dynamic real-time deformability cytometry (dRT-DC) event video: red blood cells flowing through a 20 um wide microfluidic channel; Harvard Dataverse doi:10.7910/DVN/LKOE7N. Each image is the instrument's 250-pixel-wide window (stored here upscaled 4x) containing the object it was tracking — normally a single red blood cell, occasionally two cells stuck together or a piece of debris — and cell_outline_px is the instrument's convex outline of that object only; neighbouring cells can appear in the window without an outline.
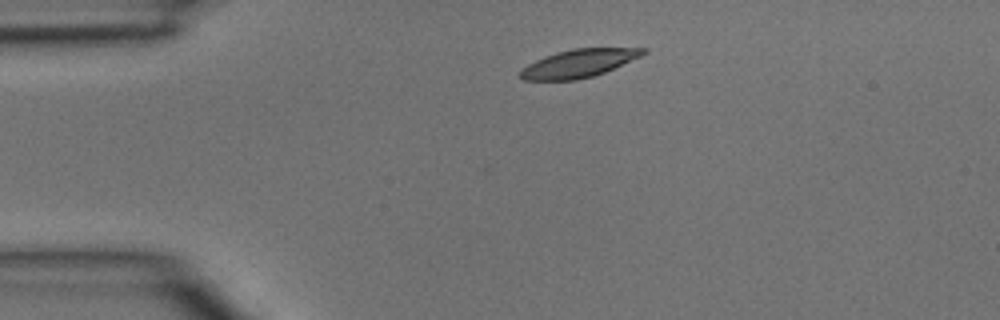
{"species": "common noctule bat (a hibernating species)", "species_latin": "Nyctalus noctula", "temperature_condition": "room temperature", "stored_images_in_passage": 2, "camera_frame_rate_fps": 3000, "um_per_image_px": 0.085, "animal": {"sex": "male", "body_mass_g": 15.6}, "frame": {"image": 1, "passage_image": 1, "time_ms": 0.0, "image_size_px": [1000, 320], "cell_outline_px": [[648, 52], [640, 56], [604, 72], [592, 76], [576, 80], [524, 80], [520, 76], [520, 68], [544, 56], [556, 52], [572, 48], [648, 48]], "centroid_in_image_um": [49.16, 5.38], "position_along_channel_um": 35.8, "area_um2": 19.94}}